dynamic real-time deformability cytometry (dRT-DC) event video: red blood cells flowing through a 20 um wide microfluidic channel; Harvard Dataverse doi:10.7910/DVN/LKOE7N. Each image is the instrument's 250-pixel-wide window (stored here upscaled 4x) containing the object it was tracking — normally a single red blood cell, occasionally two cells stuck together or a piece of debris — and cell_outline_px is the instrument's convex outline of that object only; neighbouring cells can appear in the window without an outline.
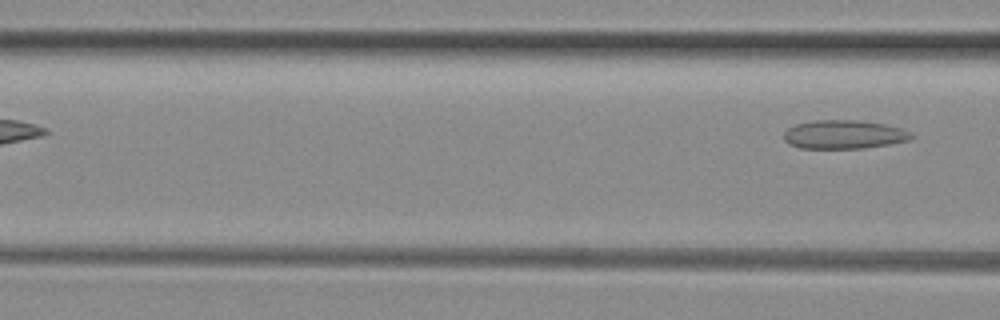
{"species": "common noctule bat (a hibernating species)", "species_latin": "Nyctalus noctula", "temperature_condition": "room temperature", "stored_images_in_passage": 6, "camera_frame_rate_fps": 3000, "um_per_image_px": 0.085, "animal": {"sex": "female", "body_mass_g": 29.2, "forearm_length_mm": 56.3}, "frame": {"image": 1, "passage_image": 6, "time_ms": 1.667, "image_size_px": [1000, 320], "cell_outline_px": [[912, 136], [908, 140], [888, 144], [864, 148], [800, 148], [788, 144], [784, 140], [784, 132], [788, 128], [796, 124], [816, 120], [856, 120], [884, 124], [900, 128], [912, 132]], "centroid_in_image_um": [71.7, 11.43], "position_along_channel_um": 94.9, "area_um2": 21.15}}